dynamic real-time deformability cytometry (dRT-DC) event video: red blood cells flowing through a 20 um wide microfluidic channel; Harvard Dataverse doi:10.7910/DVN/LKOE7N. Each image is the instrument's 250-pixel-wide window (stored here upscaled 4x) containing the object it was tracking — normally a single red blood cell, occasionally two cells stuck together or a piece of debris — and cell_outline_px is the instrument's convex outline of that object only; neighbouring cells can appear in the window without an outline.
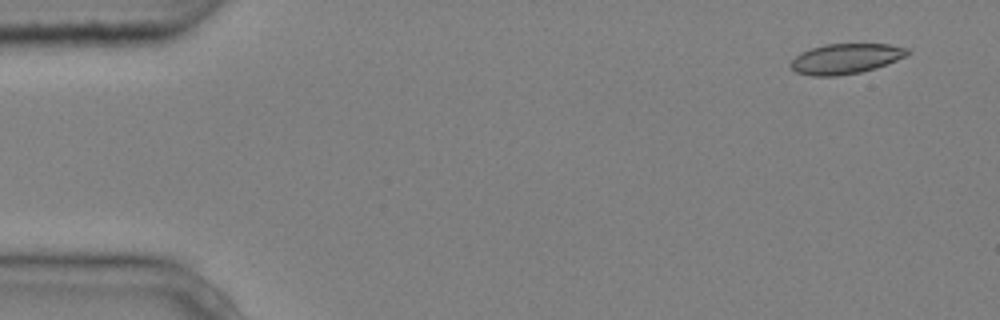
{"species": "common noctule bat (a hibernating species)", "species_latin": "Nyctalus noctula", "temperature_condition": "cold", "stored_images_in_passage": 7, "camera_frame_rate_fps": 3000, "um_per_image_px": 0.085, "animal": {"sex": "male", "body_mass_g": 20.4}, "frame": {"image": 1, "passage_image": 1, "time_ms": 0.0, "image_size_px": [1000, 320], "cell_outline_px": [[912, 52], [908, 56], [876, 68], [860, 72], [836, 76], [812, 76], [796, 72], [788, 64], [800, 52], [824, 44], [888, 44], [908, 48]], "centroid_in_image_um": [71.9, 4.99], "position_along_channel_um": 13.1, "area_um2": 20.69}}
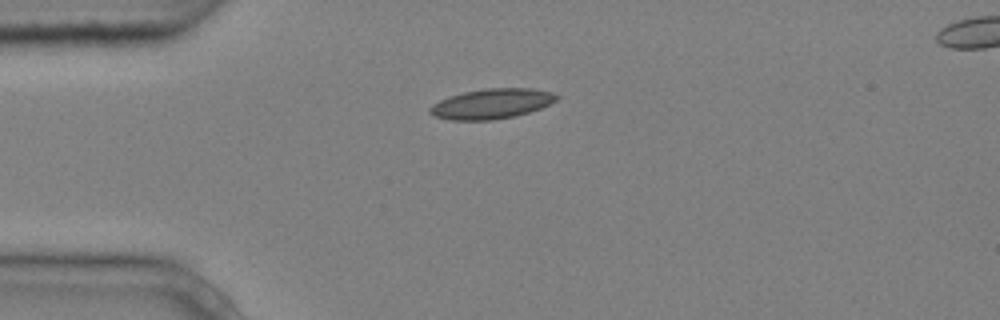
{"frame": {"image": 2, "passage_image": 4, "time_ms": 1.0, "image_size_px": [1000, 320], "cell_outline_px": [[560, 96], [556, 100], [540, 108], [516, 116], [492, 120], [452, 120], [436, 116], [428, 112], [428, 108], [432, 104], [440, 100], [464, 92], [488, 88], [532, 88], [552, 92]], "centroid_in_image_um": [41.8, 8.82], "position_along_channel_um": 43.2, "area_um2": 22.02}}
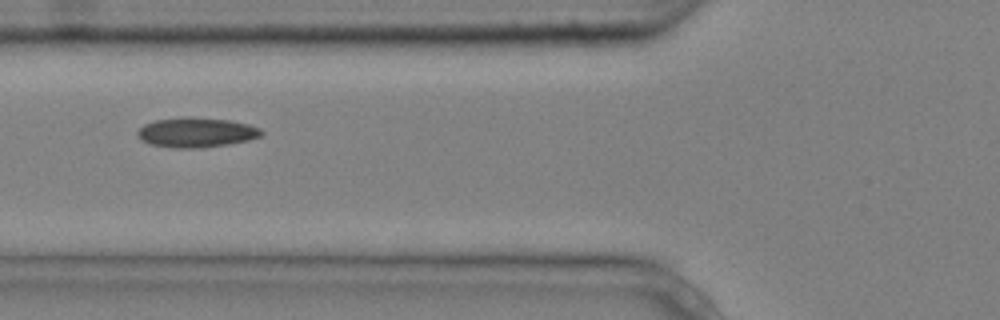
{"frame": {"image": 3, "passage_image": 6, "time_ms": 1.667, "image_size_px": [1000, 320], "cell_outline_px": [[264, 132], [260, 136], [248, 140], [228, 144], [200, 148], [172, 148], [152, 144], [144, 140], [136, 132], [144, 124], [156, 120], [184, 116], [188, 116], [228, 120], [248, 124], [260, 128]], "centroid_in_image_um": [16.71, 11.25], "position_along_channel_um": 109.1, "area_um2": 21.39}}